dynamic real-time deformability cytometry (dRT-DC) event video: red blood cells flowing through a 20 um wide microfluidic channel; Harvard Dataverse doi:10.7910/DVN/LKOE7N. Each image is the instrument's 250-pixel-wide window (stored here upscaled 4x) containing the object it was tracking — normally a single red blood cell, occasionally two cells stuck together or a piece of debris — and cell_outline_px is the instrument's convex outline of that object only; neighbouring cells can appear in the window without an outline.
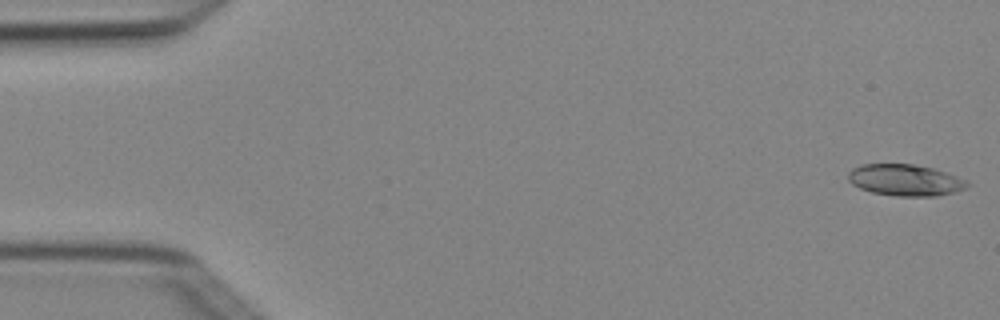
{"species": "Egyptian fruit bat (a non-hibernating species)", "species_latin": "Rousettus aegyptiacus", "temperature_condition": "cold", "stored_images_in_passage": 4, "camera_frame_rate_fps": 3000, "um_per_image_px": 0.085, "animal": {"sex": "female"}, "frame": {"image": 1, "passage_image": 1, "time_ms": 0.0, "image_size_px": [1000, 320], "cell_outline_px": [[972, 184], [968, 188], [936, 196], [896, 196], [872, 192], [860, 188], [852, 184], [848, 180], [848, 172], [852, 168], [860, 164], [912, 164], [936, 168], [968, 180]], "centroid_in_image_um": [76.98, 15.3], "position_along_channel_um": 8.0, "area_um2": 22.14}}
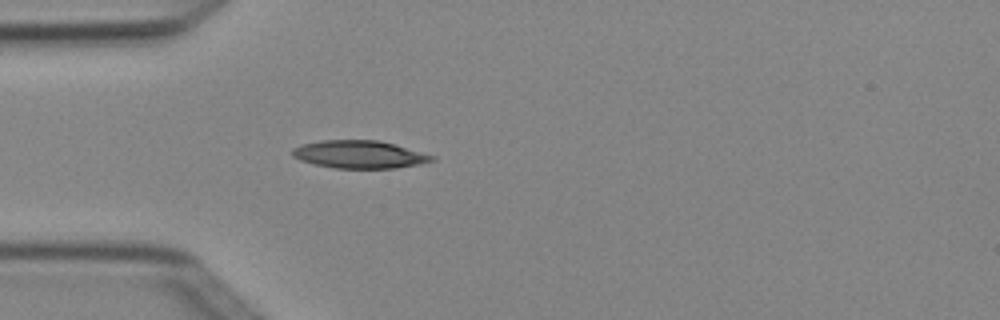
{"frame": {"image": 2, "passage_image": 4, "time_ms": 1.0, "image_size_px": [1000, 320], "cell_outline_px": [[436, 160], [420, 164], [396, 168], [336, 168], [316, 164], [300, 160], [292, 156], [292, 148], [300, 144], [320, 140], [380, 140], [436, 156]], "centroid_in_image_um": [30.55, 13.12], "position_along_channel_um": 54.4, "area_um2": 22.66}}